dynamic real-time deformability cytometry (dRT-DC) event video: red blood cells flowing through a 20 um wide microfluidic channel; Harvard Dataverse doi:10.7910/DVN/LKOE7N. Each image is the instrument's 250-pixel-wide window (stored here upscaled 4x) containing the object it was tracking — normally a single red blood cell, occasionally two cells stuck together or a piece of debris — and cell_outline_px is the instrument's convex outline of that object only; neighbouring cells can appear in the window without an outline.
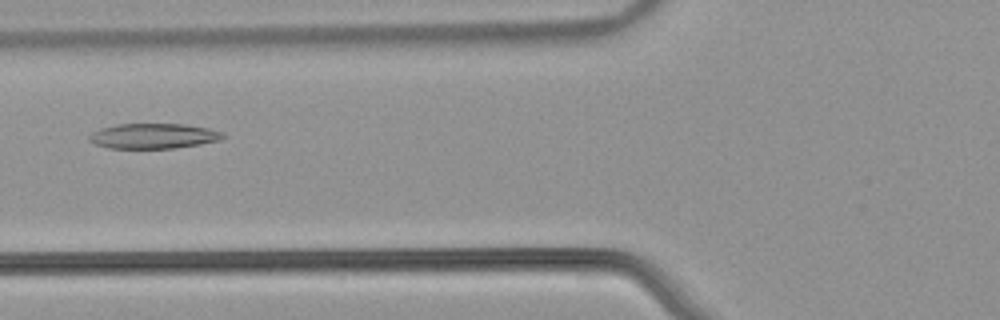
{"species": "common noctule bat (a hibernating species)", "species_latin": "Nyctalus noctula", "temperature_condition": "warm", "stored_images_in_passage": 39, "camera_frame_rate_fps": 3000, "um_per_image_px": 0.085, "animal": {"sex": "male", "body_mass_g": 21.5, "forearm_length_mm": 52.0}, "frame": {"image": 1, "passage_image": 6, "time_ms": 1.667, "image_size_px": [1000, 320], "cell_outline_px": [[228, 136], [220, 140], [200, 144], [172, 148], [108, 148], [96, 144], [88, 140], [88, 136], [92, 132], [100, 128], [116, 124], [184, 124], [208, 128], [224, 132]], "centroid_in_image_um": [13.06, 11.55], "position_along_channel_um": 112.7, "area_um2": 19.71}}
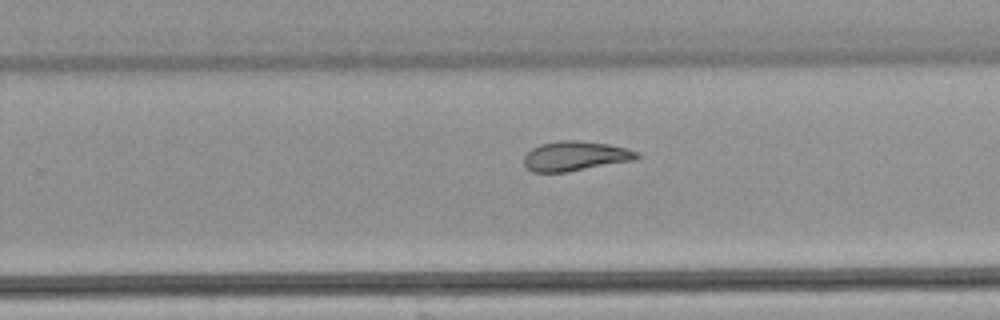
{"frame": {"image": 2, "passage_image": 19, "time_ms": 6.0, "image_size_px": [1000, 320], "cell_outline_px": [[640, 156], [632, 160], [568, 172], [532, 172], [524, 164], [524, 156], [532, 148], [540, 144], [560, 140], [576, 140], [608, 144], [628, 148], [640, 152]], "centroid_in_image_um": [48.9, 13.26], "position_along_channel_um": 280.9, "area_um2": 19.48}}
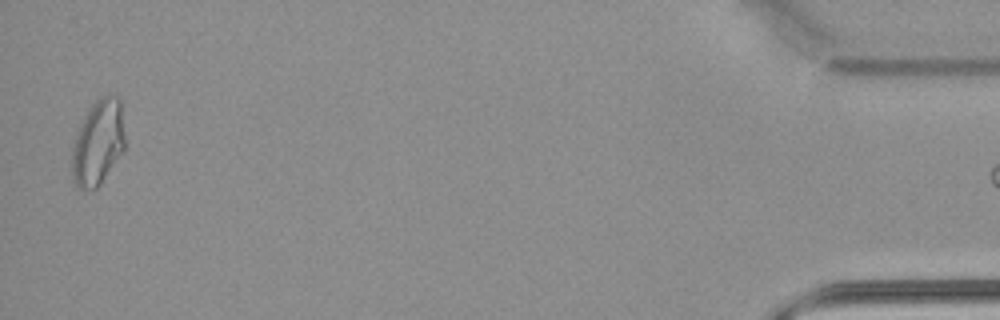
{"frame": {"image": 3, "passage_image": 37, "time_ms": 12.0, "image_size_px": [1000, 320], "cell_outline_px": [[124, 152], [100, 184], [96, 188], [80, 188], [72, 180], [72, 144], [76, 132], [84, 116], [92, 104], [100, 96], [116, 96], [120, 100], [124, 136]], "centroid_in_image_um": [8.32, 12.12], "position_along_channel_um": 426.9, "area_um2": 26.24}, "authors_computed_cell_mechanics": {"area_um2": 20.6346, "velocity_mm_per_s": 3.8887, "shape_relaxation_time_tau1_ms": null, "shape_relaxation_time_tau2_ms": 3.836, "deformation_change_tau1": null, "deformation_change_tau2": 0.1245}}